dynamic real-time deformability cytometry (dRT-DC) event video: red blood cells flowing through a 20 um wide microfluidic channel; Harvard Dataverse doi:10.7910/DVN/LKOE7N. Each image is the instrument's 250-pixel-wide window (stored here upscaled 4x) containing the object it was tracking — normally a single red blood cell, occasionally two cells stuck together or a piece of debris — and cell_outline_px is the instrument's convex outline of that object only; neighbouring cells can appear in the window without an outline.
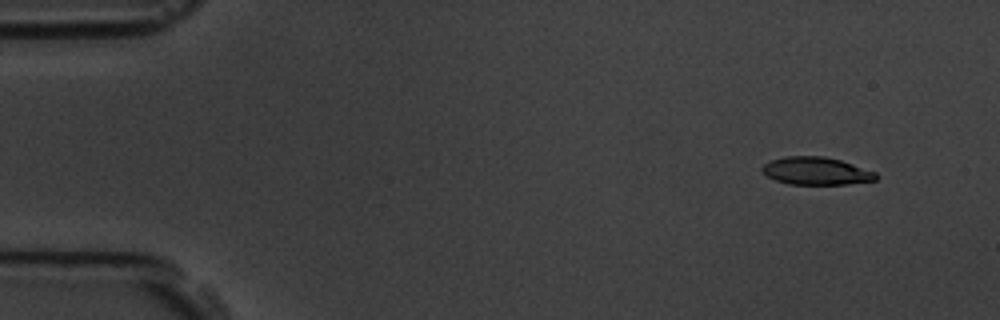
{"species": "common noctule bat (a hibernating species)", "species_latin": "Nyctalus noctula", "temperature_condition": "room temperature", "stored_images_in_passage": 8, "camera_frame_rate_fps": 3000, "um_per_image_px": 0.085, "animal": {"sex": "male", "body_mass_g": 19.5, "forearm_length_mm": 54.6}, "frame": {"image": 1, "passage_image": 2, "time_ms": 1.333, "image_size_px": [1000, 320], "cell_outline_px": [[880, 176], [876, 180], [848, 184], [788, 184], [776, 180], [768, 176], [760, 168], [764, 164], [772, 160], [784, 156], [824, 156], [840, 160], [876, 172]], "centroid_in_image_um": [69.4, 14.53], "position_along_channel_um": 15.6, "area_um2": 18.32}}
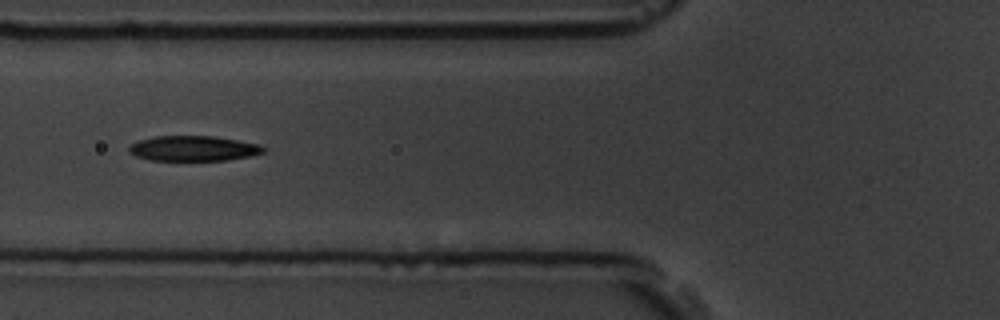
{"frame": {"image": 2, "passage_image": 6, "time_ms": 6.667, "image_size_px": [1000, 320], "cell_outline_px": [[264, 152], [252, 156], [228, 160], [148, 160], [136, 156], [128, 152], [128, 148], [132, 144], [140, 140], [156, 136], [212, 136], [260, 144], [264, 148]], "centroid_in_image_um": [16.44, 12.62], "position_along_channel_um": 109.4, "area_um2": 19.65}}
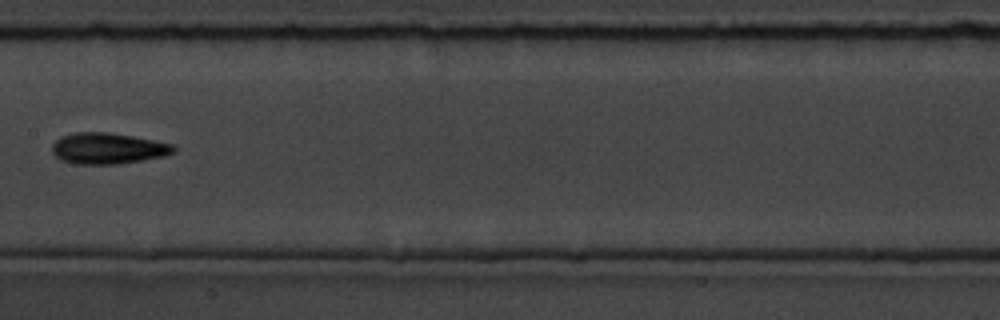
{"frame": {"image": 3, "passage_image": 8, "time_ms": 9.0, "image_size_px": [1000, 320], "cell_outline_px": [[176, 148], [172, 152], [164, 156], [144, 160], [120, 164], [76, 164], [60, 160], [52, 152], [52, 144], [60, 136], [76, 132], [108, 132], [132, 136], [172, 144]], "centroid_in_image_um": [9.13, 12.62], "position_along_channel_um": 198.3, "area_um2": 22.02}}